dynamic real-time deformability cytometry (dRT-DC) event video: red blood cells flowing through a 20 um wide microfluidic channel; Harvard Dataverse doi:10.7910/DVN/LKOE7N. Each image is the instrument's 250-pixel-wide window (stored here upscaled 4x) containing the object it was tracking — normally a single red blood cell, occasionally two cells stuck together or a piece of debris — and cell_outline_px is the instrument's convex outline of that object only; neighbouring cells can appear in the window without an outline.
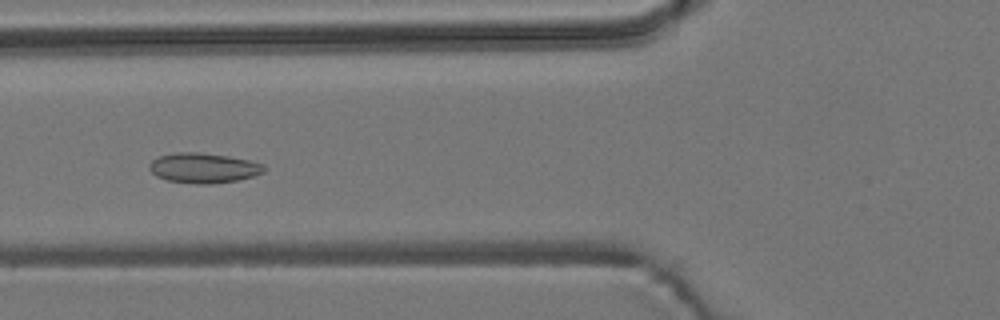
{"species": "common noctule bat (a hibernating species)", "species_latin": "Nyctalus noctula", "temperature_condition": "room temperature", "stored_images_in_passage": 56, "camera_frame_rate_fps": 3000, "um_per_image_px": 0.085, "animal": {"sex": "male", "body_mass_g": 19.2, "forearm_length_mm": 51.8}, "frame": {"image": 1, "passage_image": 22, "time_ms": 7.0, "image_size_px": [1000, 320], "cell_outline_px": [[264, 172], [252, 176], [236, 180], [212, 184], [196, 184], [168, 180], [156, 176], [148, 168], [148, 164], [152, 160], [160, 156], [176, 152], [200, 152], [228, 156], [248, 160], [264, 164]], "centroid_in_image_um": [17.27, 14.27], "position_along_channel_um": 108.5, "area_um2": 20.0}}
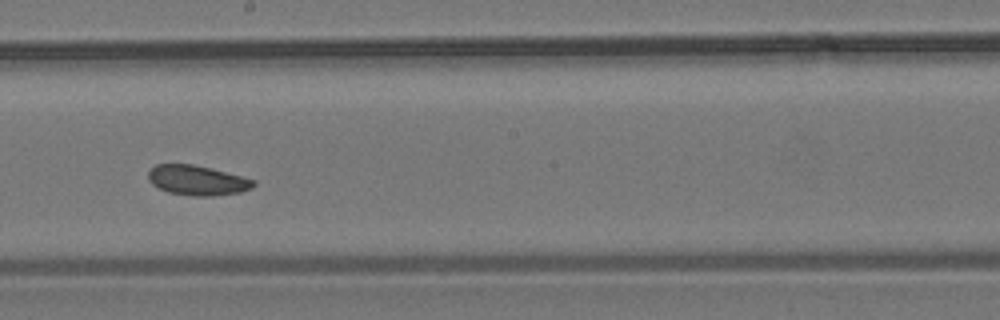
{"frame": {"image": 2, "passage_image": 32, "time_ms": 10.333, "image_size_px": [1000, 320], "cell_outline_px": [[256, 184], [252, 188], [240, 192], [216, 196], [196, 196], [168, 192], [152, 184], [148, 180], [148, 172], [156, 164], [192, 164], [256, 180]], "centroid_in_image_um": [16.76, 15.33], "position_along_channel_um": 231.4, "area_um2": 18.15}}
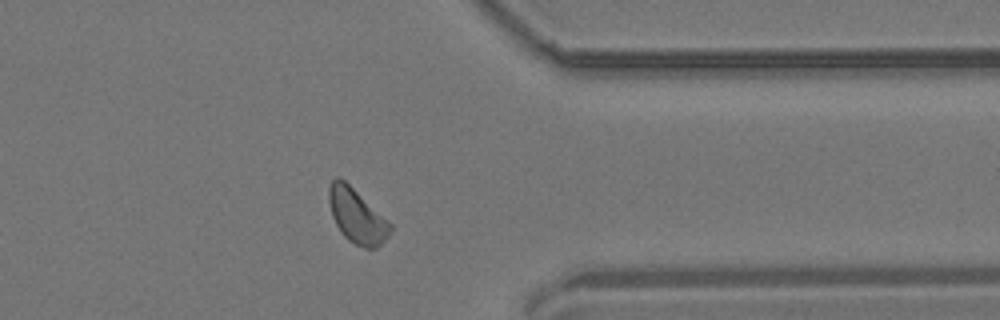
{"frame": {"image": 3, "passage_image": 45, "time_ms": 14.667, "image_size_px": [1000, 320], "cell_outline_px": [[392, 232], [376, 248], [364, 248], [348, 240], [344, 236], [336, 224], [332, 216], [328, 200], [328, 188], [332, 180], [336, 176], [340, 176], [392, 224]], "centroid_in_image_um": [30.32, 18.34], "position_along_channel_um": 381.1, "area_um2": 19.31}, "authors_computed_cell_mechanics": {"area_um2": 19.1607, "velocity_mm_per_s": 3.688, "shape_relaxation_time_tau1_ms": 2.8803, "shape_relaxation_time_tau2_ms": 6.214, "deformation_change_tau1": 0.0431, "deformation_change_tau2": 0.0914}}